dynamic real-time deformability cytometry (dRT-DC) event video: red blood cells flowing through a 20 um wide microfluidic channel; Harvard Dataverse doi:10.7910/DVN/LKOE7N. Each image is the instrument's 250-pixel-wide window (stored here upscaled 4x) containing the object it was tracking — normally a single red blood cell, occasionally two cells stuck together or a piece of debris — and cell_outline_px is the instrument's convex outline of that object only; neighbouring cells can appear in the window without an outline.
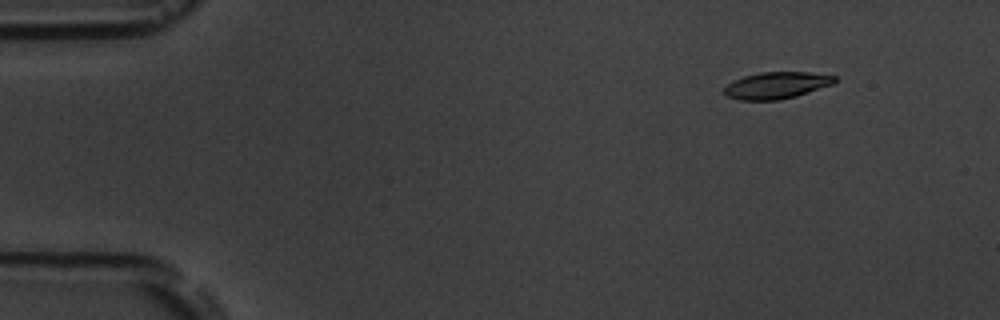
{"species": "common noctule bat (a hibernating species)", "species_latin": "Nyctalus noctula", "temperature_condition": "room temperature", "stored_images_in_passage": 6, "camera_frame_rate_fps": 3000, "um_per_image_px": 0.085, "animal": {"sex": "male", "body_mass_g": 19.5, "forearm_length_mm": 54.6}, "frame": {"image": 1, "passage_image": 2, "time_ms": 1.333, "image_size_px": [1000, 320], "cell_outline_px": [[836, 80], [832, 84], [796, 96], [780, 100], [740, 100], [724, 96], [724, 88], [732, 80], [744, 76], [760, 72], [808, 72], [836, 76]], "centroid_in_image_um": [65.96, 7.25], "position_along_channel_um": 19.0, "area_um2": 17.22}}
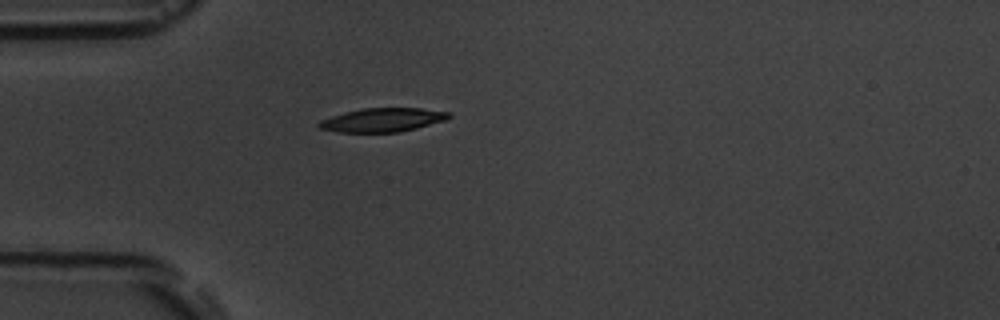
{"frame": {"image": 2, "passage_image": 5, "time_ms": 4.667, "image_size_px": [1000, 320], "cell_outline_px": [[452, 116], [444, 120], [416, 128], [400, 132], [336, 132], [320, 128], [316, 124], [320, 120], [332, 116], [364, 108], [420, 108], [452, 112]], "centroid_in_image_um": [32.53, 10.19], "position_along_channel_um": 52.5, "area_um2": 17.86}}